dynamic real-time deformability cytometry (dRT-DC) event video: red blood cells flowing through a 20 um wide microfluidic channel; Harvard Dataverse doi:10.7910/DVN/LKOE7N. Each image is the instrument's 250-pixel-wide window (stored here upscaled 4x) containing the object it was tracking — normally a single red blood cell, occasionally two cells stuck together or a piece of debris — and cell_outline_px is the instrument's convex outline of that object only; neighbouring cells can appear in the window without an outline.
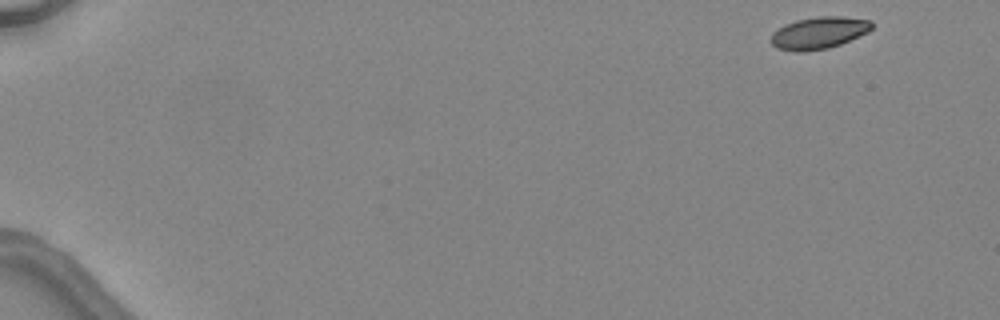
{"species": "common noctule bat (a hibernating species)", "species_latin": "Nyctalus noctula", "temperature_condition": "warm", "stored_images_in_passage": 5, "camera_frame_rate_fps": 3000, "um_per_image_px": 0.085, "animal": {"sex": "female", "body_mass_g": 24.6, "forearm_length_mm": 56.2}, "frame": {"image": 1, "passage_image": 1, "time_ms": 0.0, "image_size_px": [1000, 320], "cell_outline_px": [[872, 28], [868, 32], [840, 44], [828, 48], [804, 52], [796, 52], [776, 48], [772, 44], [772, 32], [784, 24], [796, 20], [816, 16], [844, 16], [872, 20]], "centroid_in_image_um": [69.6, 2.78], "position_along_channel_um": 15.4, "area_um2": 18.96}}
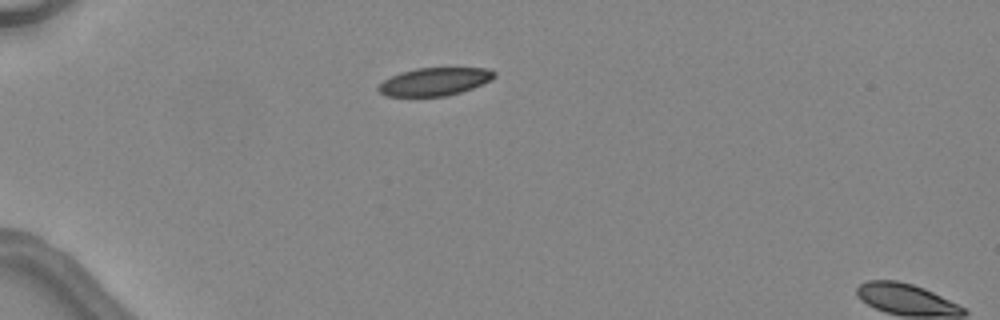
{"frame": {"image": 2, "passage_image": 4, "time_ms": 3.667, "image_size_px": [1000, 320], "cell_outline_px": [[496, 76], [492, 80], [472, 88], [460, 92], [444, 96], [388, 96], [380, 92], [376, 88], [384, 80], [400, 72], [416, 68], [488, 68], [496, 72]], "centroid_in_image_um": [36.96, 6.93], "position_along_channel_um": 48.0, "area_um2": 18.79}}